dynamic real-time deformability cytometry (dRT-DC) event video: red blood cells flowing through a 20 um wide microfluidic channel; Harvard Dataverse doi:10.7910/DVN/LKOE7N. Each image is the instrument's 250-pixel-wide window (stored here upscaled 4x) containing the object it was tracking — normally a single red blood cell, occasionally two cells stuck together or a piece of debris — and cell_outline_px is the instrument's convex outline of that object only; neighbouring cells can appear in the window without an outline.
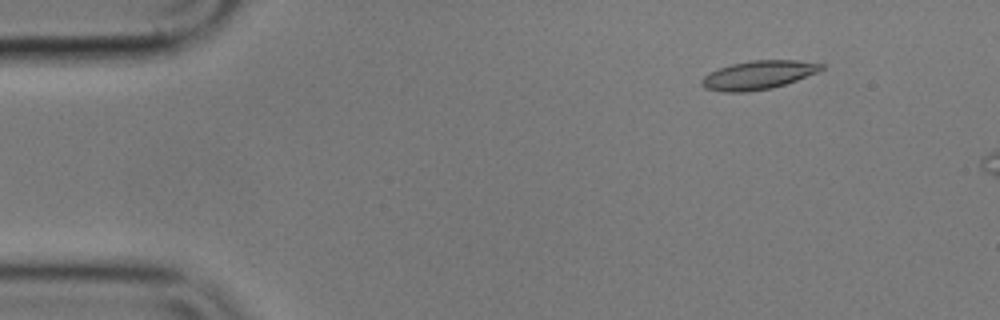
{"species": "common noctule bat (a hibernating species)", "species_latin": "Nyctalus noctula", "temperature_condition": "cold", "stored_images_in_passage": 14, "camera_frame_rate_fps": 3000, "um_per_image_px": 0.085, "animal": {"sex": "male", "body_mass_g": 17.9}, "frame": {"image": 1, "passage_image": 7, "time_ms": 2.0, "image_size_px": [1000, 320], "cell_outline_px": [[824, 68], [816, 72], [796, 80], [772, 88], [748, 92], [724, 92], [704, 88], [700, 84], [700, 80], [708, 72], [732, 64], [752, 60], [796, 60], [824, 64]], "centroid_in_image_um": [64.4, 6.38], "position_along_channel_um": 20.6, "area_um2": 19.88}}